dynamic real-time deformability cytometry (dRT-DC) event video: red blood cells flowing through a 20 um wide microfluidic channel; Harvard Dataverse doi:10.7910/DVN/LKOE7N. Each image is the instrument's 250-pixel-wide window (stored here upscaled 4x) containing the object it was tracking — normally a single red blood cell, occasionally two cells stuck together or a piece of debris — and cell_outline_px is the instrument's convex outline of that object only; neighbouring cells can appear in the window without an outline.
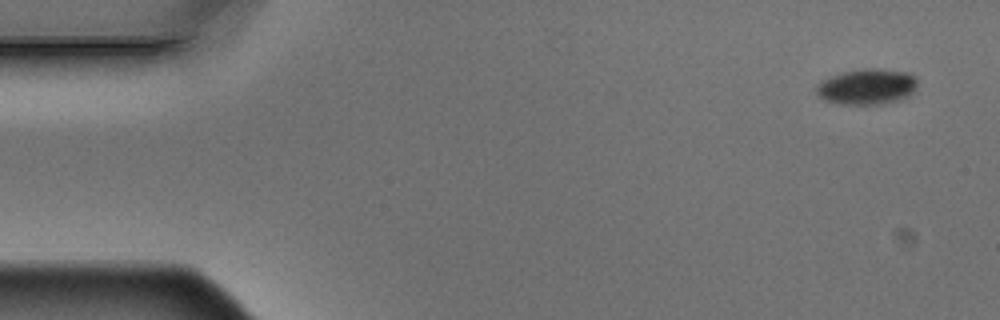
{"species": "Egyptian fruit bat (a non-hibernating species)", "species_latin": "Rousettus aegyptiacus", "temperature_condition": "warm", "stored_images_in_passage": 6, "camera_frame_rate_fps": 3000, "um_per_image_px": 0.085, "animal": {"sex": "male"}, "frame": {"image": 1, "passage_image": 1, "time_ms": 0.0, "image_size_px": [1000, 320], "cell_outline_px": [[916, 88], [908, 96], [900, 100], [880, 104], [836, 104], [824, 100], [816, 92], [816, 88], [824, 80], [832, 76], [844, 72], [868, 68], [872, 68], [908, 72], [916, 76]], "centroid_in_image_um": [73.72, 7.38], "position_along_channel_um": 11.3, "area_um2": 20.81}}
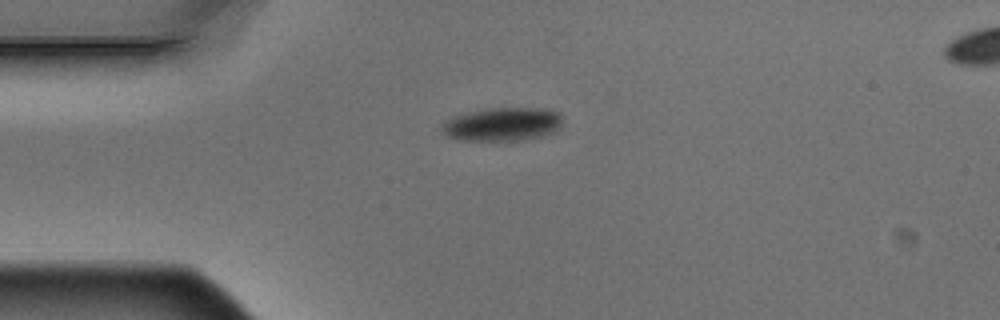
{"frame": {"image": 2, "passage_image": 4, "time_ms": 1.0, "image_size_px": [1000, 320], "cell_outline_px": [[560, 128], [552, 132], [540, 136], [524, 140], [464, 140], [448, 136], [440, 128], [452, 116], [464, 112], [484, 108], [544, 108], [560, 112]], "centroid_in_image_um": [42.71, 10.54], "position_along_channel_um": 42.3, "area_um2": 23.47}}